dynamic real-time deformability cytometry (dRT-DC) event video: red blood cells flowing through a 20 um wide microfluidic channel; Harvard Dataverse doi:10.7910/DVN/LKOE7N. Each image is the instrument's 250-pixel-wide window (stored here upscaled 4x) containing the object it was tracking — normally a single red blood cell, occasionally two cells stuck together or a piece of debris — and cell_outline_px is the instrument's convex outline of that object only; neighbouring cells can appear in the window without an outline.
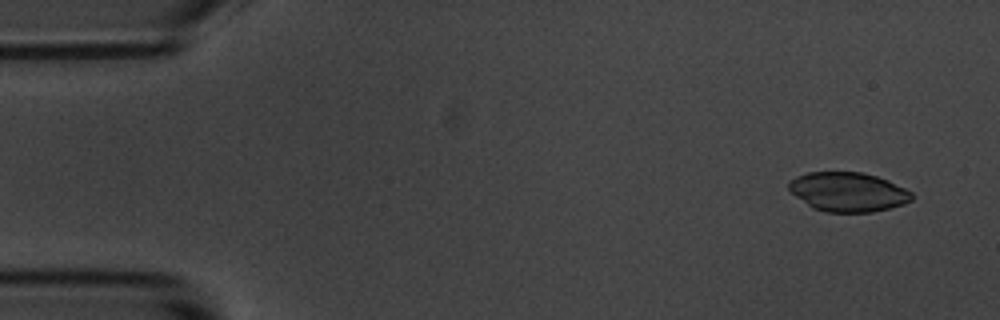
{"species": "common noctule bat (a hibernating species)", "species_latin": "Nyctalus noctula", "temperature_condition": "room temperature", "stored_images_in_passage": 5, "camera_frame_rate_fps": 3000, "um_per_image_px": 0.085, "animal": {"sex": "male", "body_mass_g": 20.1, "forearm_length_mm": 53.5}, "frame": {"image": 1, "passage_image": 2, "time_ms": 1.0, "image_size_px": [1000, 320], "cell_outline_px": [[912, 200], [904, 204], [872, 212], [824, 212], [812, 208], [796, 196], [788, 188], [788, 180], [796, 176], [808, 172], [860, 172], [876, 176], [888, 180], [912, 192]], "centroid_in_image_um": [72.06, 16.31], "position_along_channel_um": 12.9, "area_um2": 28.15}}